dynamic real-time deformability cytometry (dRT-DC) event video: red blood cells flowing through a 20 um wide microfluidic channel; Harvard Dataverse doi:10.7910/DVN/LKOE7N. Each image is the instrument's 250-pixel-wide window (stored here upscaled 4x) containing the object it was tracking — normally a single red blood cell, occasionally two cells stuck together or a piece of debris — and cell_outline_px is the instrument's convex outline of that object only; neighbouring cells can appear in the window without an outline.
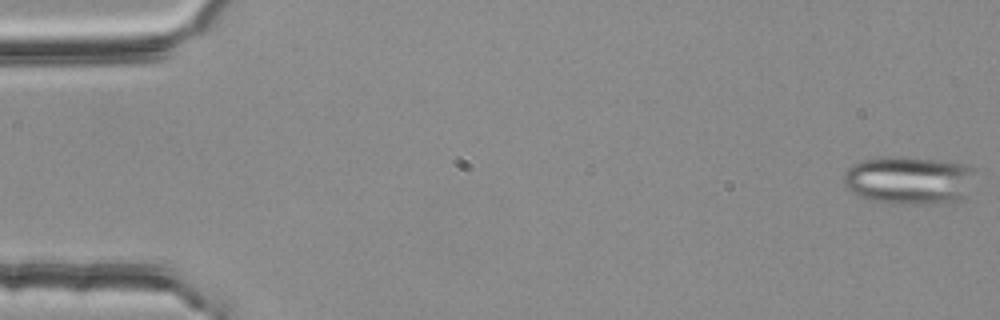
{"species": "common noctule bat (a hibernating species)", "species_latin": "Nyctalus noctula", "temperature_condition": "room temperature", "stored_images_in_passage": 55, "segment_of_instrument_passage": [1, 3], "camera_frame_rate_fps": 3000, "um_per_image_px": 0.085, "animal": {"sex": "female", "body_mass_g": 25.1}, "frame": {"image": 1, "passage_image": 1, "time_ms": 0.0, "image_size_px": [1000, 320], "cell_outline_px": [[976, 168], [964, 196], [960, 200], [924, 204], [892, 204], [868, 200], [852, 192], [844, 184], [844, 172], [852, 164], [864, 160], [884, 156], [904, 156], [968, 164]], "centroid_in_image_um": [77.23, 15.3], "position_along_channel_um": 7.8, "area_um2": 37.05}}